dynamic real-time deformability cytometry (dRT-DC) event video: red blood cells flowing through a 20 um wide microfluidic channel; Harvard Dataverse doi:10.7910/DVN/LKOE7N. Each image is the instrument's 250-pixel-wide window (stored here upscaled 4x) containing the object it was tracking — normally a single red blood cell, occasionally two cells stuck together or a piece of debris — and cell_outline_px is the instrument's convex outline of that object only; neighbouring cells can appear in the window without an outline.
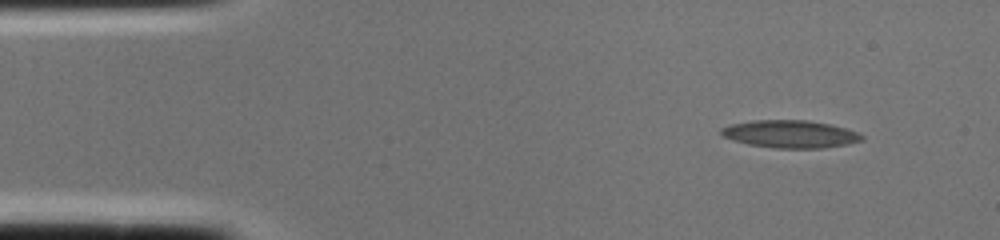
{"species": "common noctule bat (a hibernating species)", "species_latin": "Nyctalus noctula", "temperature_condition": "cold", "stored_images_in_passage": 1, "camera_frame_rate_fps": 3000, "um_per_image_px": 0.085, "animal": {"sex": "female", "body_mass_g": 22.0, "forearm_length_mm": 56.7}, "frame": {"image": 1, "passage_image": 1, "time_ms": 0.0, "image_size_px": [1000, 240], "cell_outline_px": [[864, 140], [848, 144], [820, 148], [776, 148], [748, 144], [732, 140], [724, 136], [720, 132], [720, 128], [728, 124], [752, 120], [808, 120], [832, 124], [856, 132], [864, 136]], "centroid_in_image_um": [67.15, 11.38], "position_along_channel_um": 17.9, "area_um2": 22.72}}